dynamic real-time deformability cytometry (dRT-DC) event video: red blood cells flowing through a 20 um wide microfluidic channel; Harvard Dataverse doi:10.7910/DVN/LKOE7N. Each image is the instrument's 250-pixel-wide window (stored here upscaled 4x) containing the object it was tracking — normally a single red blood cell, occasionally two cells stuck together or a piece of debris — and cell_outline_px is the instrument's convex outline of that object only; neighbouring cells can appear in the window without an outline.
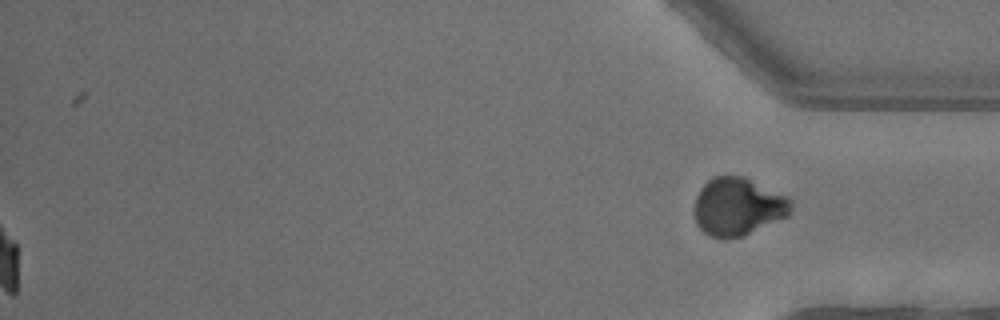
{"species": "common noctule bat (a hibernating species)", "species_latin": "Nyctalus noctula", "temperature_condition": "warm", "stored_images_in_passage": 37, "segment_of_instrument_passage": [2, 2], "camera_frame_rate_fps": 3000, "um_per_image_px": 0.085, "animal": {"sex": "female"}, "frame": {"image": 1, "passage_image": 37, "time_ms": 12.0, "image_size_px": [1000, 320], "cell_outline_px": [[792, 208], [788, 216], [744, 236], [724, 240], [708, 236], [696, 224], [692, 208], [696, 196], [700, 188], [712, 176], [744, 176], [788, 196], [792, 200]], "centroid_in_image_um": [62.7, 17.58], "position_along_channel_um": 372.5, "area_um2": 33.35}}